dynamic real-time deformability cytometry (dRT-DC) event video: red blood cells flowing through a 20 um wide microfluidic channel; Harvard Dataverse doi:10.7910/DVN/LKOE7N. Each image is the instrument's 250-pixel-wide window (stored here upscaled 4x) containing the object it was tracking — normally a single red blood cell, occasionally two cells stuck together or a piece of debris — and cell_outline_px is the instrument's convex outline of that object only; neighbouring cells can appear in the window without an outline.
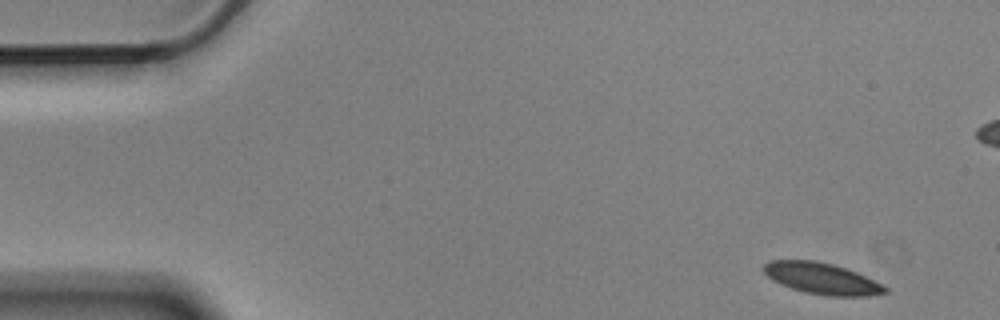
{"species": "Egyptian fruit bat (a non-hibernating species)", "species_latin": "Rousettus aegyptiacus", "temperature_condition": "cold", "stored_images_in_passage": 5, "camera_frame_rate_fps": 3000, "um_per_image_px": 0.085, "animal": {"sex": "male"}, "frame": {"image": 1, "passage_image": 1, "time_ms": 0.0, "image_size_px": [1000, 320], "cell_outline_px": [[888, 292], [868, 296], [824, 296], [804, 292], [780, 284], [772, 280], [764, 272], [764, 264], [768, 260], [816, 260], [832, 264], [856, 272], [884, 284], [888, 288]], "centroid_in_image_um": [69.87, 23.68], "position_along_channel_um": 15.1, "area_um2": 22.25}}